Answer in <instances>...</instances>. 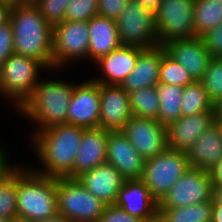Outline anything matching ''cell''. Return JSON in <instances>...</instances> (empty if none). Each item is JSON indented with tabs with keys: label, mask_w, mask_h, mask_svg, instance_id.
Segmentation results:
<instances>
[{
	"label": "cell",
	"mask_w": 222,
	"mask_h": 222,
	"mask_svg": "<svg viewBox=\"0 0 222 222\" xmlns=\"http://www.w3.org/2000/svg\"><path fill=\"white\" fill-rule=\"evenodd\" d=\"M9 22L13 29L14 52L42 62L53 73L52 25L32 1L13 4Z\"/></svg>",
	"instance_id": "obj_2"
},
{
	"label": "cell",
	"mask_w": 222,
	"mask_h": 222,
	"mask_svg": "<svg viewBox=\"0 0 222 222\" xmlns=\"http://www.w3.org/2000/svg\"><path fill=\"white\" fill-rule=\"evenodd\" d=\"M39 222H70L64 215L57 214L53 217L47 218Z\"/></svg>",
	"instance_id": "obj_45"
},
{
	"label": "cell",
	"mask_w": 222,
	"mask_h": 222,
	"mask_svg": "<svg viewBox=\"0 0 222 222\" xmlns=\"http://www.w3.org/2000/svg\"><path fill=\"white\" fill-rule=\"evenodd\" d=\"M121 45L138 46L144 49L159 45L154 13L135 0H129L126 8L115 20Z\"/></svg>",
	"instance_id": "obj_9"
},
{
	"label": "cell",
	"mask_w": 222,
	"mask_h": 222,
	"mask_svg": "<svg viewBox=\"0 0 222 222\" xmlns=\"http://www.w3.org/2000/svg\"><path fill=\"white\" fill-rule=\"evenodd\" d=\"M106 162L113 165L125 180L140 179L145 160L121 131H109Z\"/></svg>",
	"instance_id": "obj_17"
},
{
	"label": "cell",
	"mask_w": 222,
	"mask_h": 222,
	"mask_svg": "<svg viewBox=\"0 0 222 222\" xmlns=\"http://www.w3.org/2000/svg\"><path fill=\"white\" fill-rule=\"evenodd\" d=\"M209 173L213 187H222V159L209 170Z\"/></svg>",
	"instance_id": "obj_39"
},
{
	"label": "cell",
	"mask_w": 222,
	"mask_h": 222,
	"mask_svg": "<svg viewBox=\"0 0 222 222\" xmlns=\"http://www.w3.org/2000/svg\"><path fill=\"white\" fill-rule=\"evenodd\" d=\"M189 166L209 171L222 159V131L212 124L186 151Z\"/></svg>",
	"instance_id": "obj_23"
},
{
	"label": "cell",
	"mask_w": 222,
	"mask_h": 222,
	"mask_svg": "<svg viewBox=\"0 0 222 222\" xmlns=\"http://www.w3.org/2000/svg\"><path fill=\"white\" fill-rule=\"evenodd\" d=\"M207 111H213V103L209 99L201 81H194L185 86L181 103L182 116H190Z\"/></svg>",
	"instance_id": "obj_30"
},
{
	"label": "cell",
	"mask_w": 222,
	"mask_h": 222,
	"mask_svg": "<svg viewBox=\"0 0 222 222\" xmlns=\"http://www.w3.org/2000/svg\"><path fill=\"white\" fill-rule=\"evenodd\" d=\"M0 222H11V220L0 218Z\"/></svg>",
	"instance_id": "obj_50"
},
{
	"label": "cell",
	"mask_w": 222,
	"mask_h": 222,
	"mask_svg": "<svg viewBox=\"0 0 222 222\" xmlns=\"http://www.w3.org/2000/svg\"><path fill=\"white\" fill-rule=\"evenodd\" d=\"M189 167L186 152L166 148L161 154L145 160L140 179L159 201Z\"/></svg>",
	"instance_id": "obj_8"
},
{
	"label": "cell",
	"mask_w": 222,
	"mask_h": 222,
	"mask_svg": "<svg viewBox=\"0 0 222 222\" xmlns=\"http://www.w3.org/2000/svg\"><path fill=\"white\" fill-rule=\"evenodd\" d=\"M147 222H165L164 219H162V217L158 214L156 217L150 219L149 221Z\"/></svg>",
	"instance_id": "obj_48"
},
{
	"label": "cell",
	"mask_w": 222,
	"mask_h": 222,
	"mask_svg": "<svg viewBox=\"0 0 222 222\" xmlns=\"http://www.w3.org/2000/svg\"><path fill=\"white\" fill-rule=\"evenodd\" d=\"M98 0H71L65 12L66 21H89L98 15Z\"/></svg>",
	"instance_id": "obj_34"
},
{
	"label": "cell",
	"mask_w": 222,
	"mask_h": 222,
	"mask_svg": "<svg viewBox=\"0 0 222 222\" xmlns=\"http://www.w3.org/2000/svg\"><path fill=\"white\" fill-rule=\"evenodd\" d=\"M213 203H222V187H213Z\"/></svg>",
	"instance_id": "obj_44"
},
{
	"label": "cell",
	"mask_w": 222,
	"mask_h": 222,
	"mask_svg": "<svg viewBox=\"0 0 222 222\" xmlns=\"http://www.w3.org/2000/svg\"><path fill=\"white\" fill-rule=\"evenodd\" d=\"M9 157L0 162V218L12 220L17 217V164Z\"/></svg>",
	"instance_id": "obj_25"
},
{
	"label": "cell",
	"mask_w": 222,
	"mask_h": 222,
	"mask_svg": "<svg viewBox=\"0 0 222 222\" xmlns=\"http://www.w3.org/2000/svg\"><path fill=\"white\" fill-rule=\"evenodd\" d=\"M121 131L144 160L167 148L166 127L158 120L132 116Z\"/></svg>",
	"instance_id": "obj_13"
},
{
	"label": "cell",
	"mask_w": 222,
	"mask_h": 222,
	"mask_svg": "<svg viewBox=\"0 0 222 222\" xmlns=\"http://www.w3.org/2000/svg\"><path fill=\"white\" fill-rule=\"evenodd\" d=\"M194 3L195 0H162L154 12L159 45L173 39L195 37Z\"/></svg>",
	"instance_id": "obj_10"
},
{
	"label": "cell",
	"mask_w": 222,
	"mask_h": 222,
	"mask_svg": "<svg viewBox=\"0 0 222 222\" xmlns=\"http://www.w3.org/2000/svg\"><path fill=\"white\" fill-rule=\"evenodd\" d=\"M16 202L20 218L39 222L57 215L56 178L40 175L23 163L17 164Z\"/></svg>",
	"instance_id": "obj_4"
},
{
	"label": "cell",
	"mask_w": 222,
	"mask_h": 222,
	"mask_svg": "<svg viewBox=\"0 0 222 222\" xmlns=\"http://www.w3.org/2000/svg\"><path fill=\"white\" fill-rule=\"evenodd\" d=\"M100 98L99 128L122 130L133 116L128 92L121 85L100 84Z\"/></svg>",
	"instance_id": "obj_14"
},
{
	"label": "cell",
	"mask_w": 222,
	"mask_h": 222,
	"mask_svg": "<svg viewBox=\"0 0 222 222\" xmlns=\"http://www.w3.org/2000/svg\"><path fill=\"white\" fill-rule=\"evenodd\" d=\"M2 1H7L10 2L12 4H18V3H25V2H29L31 0H2Z\"/></svg>",
	"instance_id": "obj_49"
},
{
	"label": "cell",
	"mask_w": 222,
	"mask_h": 222,
	"mask_svg": "<svg viewBox=\"0 0 222 222\" xmlns=\"http://www.w3.org/2000/svg\"><path fill=\"white\" fill-rule=\"evenodd\" d=\"M14 52L13 29L8 22L0 25V67L2 63Z\"/></svg>",
	"instance_id": "obj_37"
},
{
	"label": "cell",
	"mask_w": 222,
	"mask_h": 222,
	"mask_svg": "<svg viewBox=\"0 0 222 222\" xmlns=\"http://www.w3.org/2000/svg\"><path fill=\"white\" fill-rule=\"evenodd\" d=\"M212 199L213 185L209 171L189 167L158 201V208H179Z\"/></svg>",
	"instance_id": "obj_11"
},
{
	"label": "cell",
	"mask_w": 222,
	"mask_h": 222,
	"mask_svg": "<svg viewBox=\"0 0 222 222\" xmlns=\"http://www.w3.org/2000/svg\"><path fill=\"white\" fill-rule=\"evenodd\" d=\"M163 57V46L144 49L138 56L135 68L121 83L126 92L144 87H153L159 83V71Z\"/></svg>",
	"instance_id": "obj_22"
},
{
	"label": "cell",
	"mask_w": 222,
	"mask_h": 222,
	"mask_svg": "<svg viewBox=\"0 0 222 222\" xmlns=\"http://www.w3.org/2000/svg\"><path fill=\"white\" fill-rule=\"evenodd\" d=\"M12 3L7 1L0 2V25H4L9 22Z\"/></svg>",
	"instance_id": "obj_40"
},
{
	"label": "cell",
	"mask_w": 222,
	"mask_h": 222,
	"mask_svg": "<svg viewBox=\"0 0 222 222\" xmlns=\"http://www.w3.org/2000/svg\"><path fill=\"white\" fill-rule=\"evenodd\" d=\"M98 222H145L138 217L132 216L115 204L106 205Z\"/></svg>",
	"instance_id": "obj_36"
},
{
	"label": "cell",
	"mask_w": 222,
	"mask_h": 222,
	"mask_svg": "<svg viewBox=\"0 0 222 222\" xmlns=\"http://www.w3.org/2000/svg\"><path fill=\"white\" fill-rule=\"evenodd\" d=\"M44 71L52 72L35 58L11 54L0 67L1 98L12 102L17 111L32 95Z\"/></svg>",
	"instance_id": "obj_5"
},
{
	"label": "cell",
	"mask_w": 222,
	"mask_h": 222,
	"mask_svg": "<svg viewBox=\"0 0 222 222\" xmlns=\"http://www.w3.org/2000/svg\"><path fill=\"white\" fill-rule=\"evenodd\" d=\"M194 36L200 37L222 23V0H195Z\"/></svg>",
	"instance_id": "obj_27"
},
{
	"label": "cell",
	"mask_w": 222,
	"mask_h": 222,
	"mask_svg": "<svg viewBox=\"0 0 222 222\" xmlns=\"http://www.w3.org/2000/svg\"><path fill=\"white\" fill-rule=\"evenodd\" d=\"M58 214L70 222H98L106 204L77 179L56 178Z\"/></svg>",
	"instance_id": "obj_6"
},
{
	"label": "cell",
	"mask_w": 222,
	"mask_h": 222,
	"mask_svg": "<svg viewBox=\"0 0 222 222\" xmlns=\"http://www.w3.org/2000/svg\"><path fill=\"white\" fill-rule=\"evenodd\" d=\"M11 222H33L29 219H24V218H20V217H15L11 220Z\"/></svg>",
	"instance_id": "obj_47"
},
{
	"label": "cell",
	"mask_w": 222,
	"mask_h": 222,
	"mask_svg": "<svg viewBox=\"0 0 222 222\" xmlns=\"http://www.w3.org/2000/svg\"><path fill=\"white\" fill-rule=\"evenodd\" d=\"M109 130L84 129L77 156L71 171V179L106 162Z\"/></svg>",
	"instance_id": "obj_20"
},
{
	"label": "cell",
	"mask_w": 222,
	"mask_h": 222,
	"mask_svg": "<svg viewBox=\"0 0 222 222\" xmlns=\"http://www.w3.org/2000/svg\"><path fill=\"white\" fill-rule=\"evenodd\" d=\"M195 80L192 76L174 59H172L163 47V57L159 71V83L172 84L185 87Z\"/></svg>",
	"instance_id": "obj_31"
},
{
	"label": "cell",
	"mask_w": 222,
	"mask_h": 222,
	"mask_svg": "<svg viewBox=\"0 0 222 222\" xmlns=\"http://www.w3.org/2000/svg\"><path fill=\"white\" fill-rule=\"evenodd\" d=\"M212 124L213 111L181 116L166 127L167 148L186 152Z\"/></svg>",
	"instance_id": "obj_18"
},
{
	"label": "cell",
	"mask_w": 222,
	"mask_h": 222,
	"mask_svg": "<svg viewBox=\"0 0 222 222\" xmlns=\"http://www.w3.org/2000/svg\"><path fill=\"white\" fill-rule=\"evenodd\" d=\"M1 143L2 142H0V162L6 157V155H8L7 148Z\"/></svg>",
	"instance_id": "obj_46"
},
{
	"label": "cell",
	"mask_w": 222,
	"mask_h": 222,
	"mask_svg": "<svg viewBox=\"0 0 222 222\" xmlns=\"http://www.w3.org/2000/svg\"><path fill=\"white\" fill-rule=\"evenodd\" d=\"M88 29V60L93 63L121 45L114 19L99 15L93 16L88 21Z\"/></svg>",
	"instance_id": "obj_24"
},
{
	"label": "cell",
	"mask_w": 222,
	"mask_h": 222,
	"mask_svg": "<svg viewBox=\"0 0 222 222\" xmlns=\"http://www.w3.org/2000/svg\"><path fill=\"white\" fill-rule=\"evenodd\" d=\"M143 50L144 48L138 46L120 45L94 62L101 74L92 79L99 84L121 85L135 68L138 56Z\"/></svg>",
	"instance_id": "obj_16"
},
{
	"label": "cell",
	"mask_w": 222,
	"mask_h": 222,
	"mask_svg": "<svg viewBox=\"0 0 222 222\" xmlns=\"http://www.w3.org/2000/svg\"><path fill=\"white\" fill-rule=\"evenodd\" d=\"M139 2L142 6L150 10L151 12H155L157 7L160 5L162 0H135Z\"/></svg>",
	"instance_id": "obj_42"
},
{
	"label": "cell",
	"mask_w": 222,
	"mask_h": 222,
	"mask_svg": "<svg viewBox=\"0 0 222 222\" xmlns=\"http://www.w3.org/2000/svg\"><path fill=\"white\" fill-rule=\"evenodd\" d=\"M200 37L212 58H222V23Z\"/></svg>",
	"instance_id": "obj_35"
},
{
	"label": "cell",
	"mask_w": 222,
	"mask_h": 222,
	"mask_svg": "<svg viewBox=\"0 0 222 222\" xmlns=\"http://www.w3.org/2000/svg\"><path fill=\"white\" fill-rule=\"evenodd\" d=\"M52 27L65 20V12L71 0H31Z\"/></svg>",
	"instance_id": "obj_33"
},
{
	"label": "cell",
	"mask_w": 222,
	"mask_h": 222,
	"mask_svg": "<svg viewBox=\"0 0 222 222\" xmlns=\"http://www.w3.org/2000/svg\"><path fill=\"white\" fill-rule=\"evenodd\" d=\"M162 46L166 53L181 64L195 81L203 78L212 57L205 49L201 37L173 39Z\"/></svg>",
	"instance_id": "obj_15"
},
{
	"label": "cell",
	"mask_w": 222,
	"mask_h": 222,
	"mask_svg": "<svg viewBox=\"0 0 222 222\" xmlns=\"http://www.w3.org/2000/svg\"><path fill=\"white\" fill-rule=\"evenodd\" d=\"M98 15L116 20L129 0H98Z\"/></svg>",
	"instance_id": "obj_38"
},
{
	"label": "cell",
	"mask_w": 222,
	"mask_h": 222,
	"mask_svg": "<svg viewBox=\"0 0 222 222\" xmlns=\"http://www.w3.org/2000/svg\"><path fill=\"white\" fill-rule=\"evenodd\" d=\"M88 21H66L53 26L52 57L53 70L64 68L79 61H88ZM59 70V71H58Z\"/></svg>",
	"instance_id": "obj_7"
},
{
	"label": "cell",
	"mask_w": 222,
	"mask_h": 222,
	"mask_svg": "<svg viewBox=\"0 0 222 222\" xmlns=\"http://www.w3.org/2000/svg\"><path fill=\"white\" fill-rule=\"evenodd\" d=\"M214 123L222 124V98L213 103Z\"/></svg>",
	"instance_id": "obj_41"
},
{
	"label": "cell",
	"mask_w": 222,
	"mask_h": 222,
	"mask_svg": "<svg viewBox=\"0 0 222 222\" xmlns=\"http://www.w3.org/2000/svg\"><path fill=\"white\" fill-rule=\"evenodd\" d=\"M165 222H212L213 199L179 208H158Z\"/></svg>",
	"instance_id": "obj_28"
},
{
	"label": "cell",
	"mask_w": 222,
	"mask_h": 222,
	"mask_svg": "<svg viewBox=\"0 0 222 222\" xmlns=\"http://www.w3.org/2000/svg\"><path fill=\"white\" fill-rule=\"evenodd\" d=\"M84 128L71 124L51 126L30 133V146L36 152L39 168L31 169L51 178H71V171L81 143Z\"/></svg>",
	"instance_id": "obj_1"
},
{
	"label": "cell",
	"mask_w": 222,
	"mask_h": 222,
	"mask_svg": "<svg viewBox=\"0 0 222 222\" xmlns=\"http://www.w3.org/2000/svg\"><path fill=\"white\" fill-rule=\"evenodd\" d=\"M55 78H41L32 95L16 112L20 117L22 115L26 118V121H31L30 124L36 125L31 128L33 131L67 124L68 105L75 83Z\"/></svg>",
	"instance_id": "obj_3"
},
{
	"label": "cell",
	"mask_w": 222,
	"mask_h": 222,
	"mask_svg": "<svg viewBox=\"0 0 222 222\" xmlns=\"http://www.w3.org/2000/svg\"><path fill=\"white\" fill-rule=\"evenodd\" d=\"M114 204L145 222L159 212L158 201L141 179L124 180Z\"/></svg>",
	"instance_id": "obj_19"
},
{
	"label": "cell",
	"mask_w": 222,
	"mask_h": 222,
	"mask_svg": "<svg viewBox=\"0 0 222 222\" xmlns=\"http://www.w3.org/2000/svg\"><path fill=\"white\" fill-rule=\"evenodd\" d=\"M212 222H222V203H213Z\"/></svg>",
	"instance_id": "obj_43"
},
{
	"label": "cell",
	"mask_w": 222,
	"mask_h": 222,
	"mask_svg": "<svg viewBox=\"0 0 222 222\" xmlns=\"http://www.w3.org/2000/svg\"><path fill=\"white\" fill-rule=\"evenodd\" d=\"M212 103L222 98V58H212L200 80Z\"/></svg>",
	"instance_id": "obj_32"
},
{
	"label": "cell",
	"mask_w": 222,
	"mask_h": 222,
	"mask_svg": "<svg viewBox=\"0 0 222 222\" xmlns=\"http://www.w3.org/2000/svg\"><path fill=\"white\" fill-rule=\"evenodd\" d=\"M159 97L158 121L165 127L182 116L181 103L183 87L158 83L156 85Z\"/></svg>",
	"instance_id": "obj_26"
},
{
	"label": "cell",
	"mask_w": 222,
	"mask_h": 222,
	"mask_svg": "<svg viewBox=\"0 0 222 222\" xmlns=\"http://www.w3.org/2000/svg\"><path fill=\"white\" fill-rule=\"evenodd\" d=\"M133 116L158 120L159 97L156 86L129 92Z\"/></svg>",
	"instance_id": "obj_29"
},
{
	"label": "cell",
	"mask_w": 222,
	"mask_h": 222,
	"mask_svg": "<svg viewBox=\"0 0 222 222\" xmlns=\"http://www.w3.org/2000/svg\"><path fill=\"white\" fill-rule=\"evenodd\" d=\"M75 83L68 105L67 124L84 129L99 128L100 84L92 78Z\"/></svg>",
	"instance_id": "obj_12"
},
{
	"label": "cell",
	"mask_w": 222,
	"mask_h": 222,
	"mask_svg": "<svg viewBox=\"0 0 222 222\" xmlns=\"http://www.w3.org/2000/svg\"><path fill=\"white\" fill-rule=\"evenodd\" d=\"M77 180L101 202L112 205L125 179L113 165L105 162L83 173Z\"/></svg>",
	"instance_id": "obj_21"
}]
</instances>
